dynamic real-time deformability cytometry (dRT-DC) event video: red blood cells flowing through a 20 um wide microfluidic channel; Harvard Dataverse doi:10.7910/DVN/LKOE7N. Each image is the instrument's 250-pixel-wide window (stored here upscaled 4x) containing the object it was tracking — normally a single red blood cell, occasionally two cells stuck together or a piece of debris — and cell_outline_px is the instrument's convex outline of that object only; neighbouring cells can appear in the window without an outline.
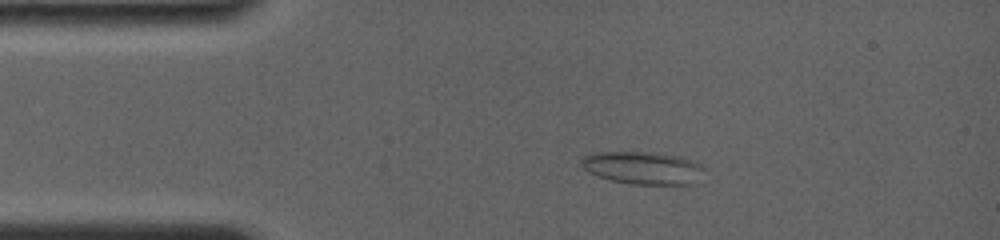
{"species": "common noctule bat (a hibernating species)", "species_latin": "Nyctalus noctula", "temperature_condition": "room temperature", "stored_images_in_passage": 53, "camera_frame_rate_fps": 4000, "um_per_image_px": 0.085, "animal": {"sex": "female", "body_mass_g": 19.0, "forearm_length_mm": 56.7}, "frame": {"image": 1, "passage_image": 2, "time_ms": 0.25, "image_size_px": [1000, 240], "cell_outline_px": [[704, 168], [696, 184], [632, 184], [612, 180], [588, 172], [580, 164], [580, 156], [592, 152], [652, 152], [680, 156], [692, 160]], "centroid_in_image_um": [54.61, 14.25], "position_along_channel_um": 30.4, "area_um2": 23.47}}
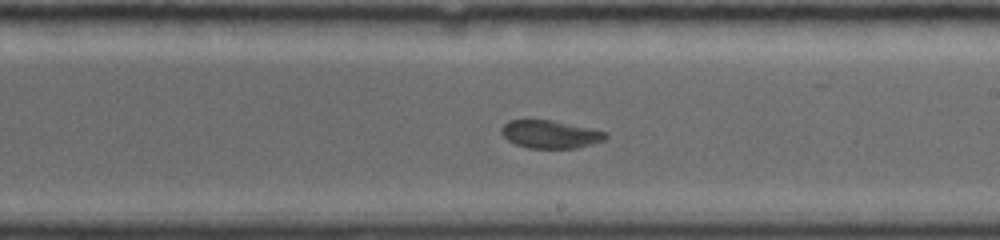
{"frame": {"image": 2, "passage_image": 28, "time_ms": 6.75, "image_size_px": [1000, 240], "cell_outline_px": [[608, 136], [604, 140], [592, 144], [576, 148], [528, 148], [516, 144], [508, 140], [500, 132], [500, 128], [508, 120], [552, 120], [608, 132]], "centroid_in_image_um": [46.77, 11.41], "position_along_channel_um": 242.2, "area_um2": 16.94}}
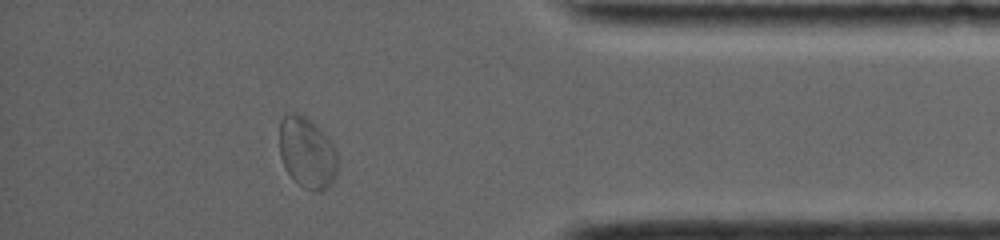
{"frame": {"image": 3, "passage_image": 47, "time_ms": 11.5, "image_size_px": [1000, 240], "cell_outline_px": [[340, 164], [336, 176], [332, 184], [320, 192], [316, 192], [304, 188], [284, 168], [280, 156], [280, 120], [284, 112], [296, 112], [304, 116], [320, 128], [328, 136], [336, 148], [340, 160]], "centroid_in_image_um": [26.15, 12.97], "position_along_channel_um": 409.1, "area_um2": 24.8}, "authors_computed_cell_mechanics": {"area_um2": 18.9584, "velocity_mm_per_s": 3.861, "shape_relaxation_time_tau1_ms": null, "shape_relaxation_time_tau2_ms": 2.0293, "deformation_change_tau1": null, "deformation_change_tau2": 0.0616}}